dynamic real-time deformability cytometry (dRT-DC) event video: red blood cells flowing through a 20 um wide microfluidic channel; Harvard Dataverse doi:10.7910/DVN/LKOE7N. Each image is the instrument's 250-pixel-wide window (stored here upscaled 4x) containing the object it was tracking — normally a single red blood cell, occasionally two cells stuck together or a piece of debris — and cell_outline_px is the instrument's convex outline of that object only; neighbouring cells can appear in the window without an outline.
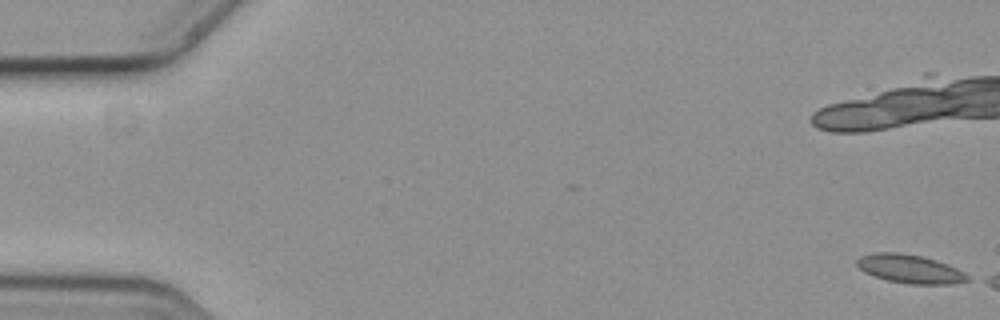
{"species": "common noctule bat (a hibernating species)", "species_latin": "Nyctalus noctula", "temperature_condition": "cold", "stored_images_in_passage": 3, "camera_frame_rate_fps": 3000, "um_per_image_px": 0.085, "animal": {"sex": "female", "body_mass_g": 19.3, "forearm_length_mm": 54.1}, "frame": {"image": 1, "passage_image": 1, "time_ms": 0.0, "image_size_px": [1000, 320], "cell_outline_px": [[972, 280], [952, 284], [908, 284], [888, 280], [864, 272], [856, 264], [856, 260], [860, 256], [872, 252], [900, 252], [924, 256], [948, 264], [972, 276]], "centroid_in_image_um": [77.39, 22.85], "position_along_channel_um": 7.6, "area_um2": 18.73}}